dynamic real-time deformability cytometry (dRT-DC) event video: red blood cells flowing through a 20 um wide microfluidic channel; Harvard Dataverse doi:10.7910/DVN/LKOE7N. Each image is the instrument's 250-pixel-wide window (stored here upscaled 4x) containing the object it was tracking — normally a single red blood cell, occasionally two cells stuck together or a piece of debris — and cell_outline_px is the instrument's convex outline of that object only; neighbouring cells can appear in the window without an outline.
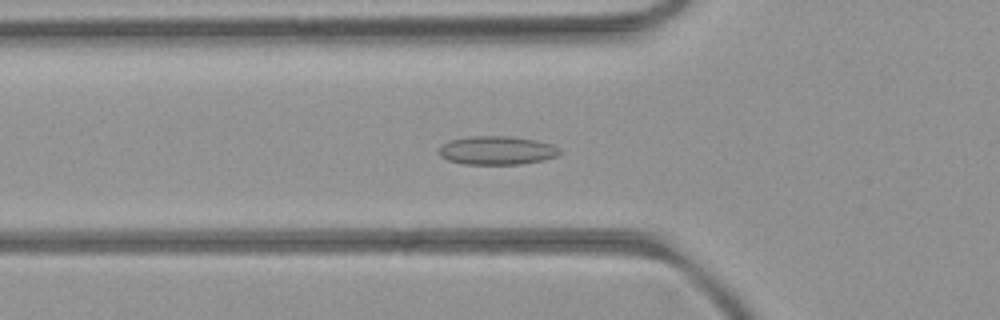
{"species": "common noctule bat (a hibernating species)", "species_latin": "Nyctalus noctula", "temperature_condition": "room temperature", "stored_images_in_passage": 49, "camera_frame_rate_fps": 3000, "um_per_image_px": 0.085, "animal": {"sex": "female", "body_mass_g": 21.9}, "frame": {"image": 1, "passage_image": 14, "time_ms": 4.333, "image_size_px": [1000, 320], "cell_outline_px": [[560, 152], [556, 156], [544, 160], [520, 164], [464, 164], [448, 160], [440, 156], [436, 152], [448, 140], [468, 136], [508, 136], [536, 140], [552, 144], [560, 148]], "centroid_in_image_um": [42.22, 12.78], "position_along_channel_um": 83.6, "area_um2": 20.23}}
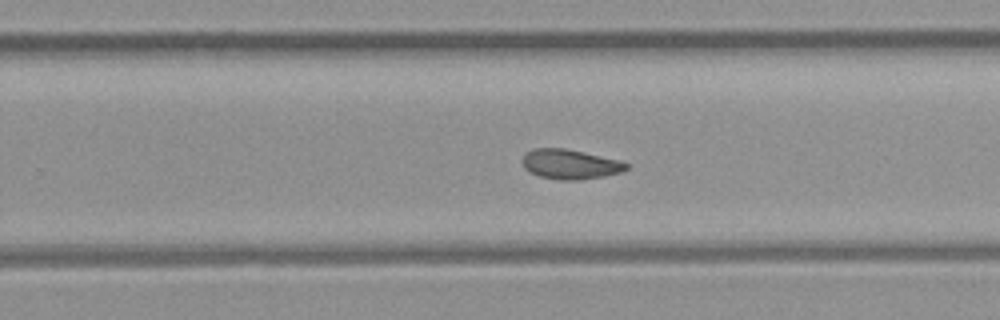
{"frame": {"image": 2, "passage_image": 29, "time_ms": 9.333, "image_size_px": [1000, 320], "cell_outline_px": [[628, 168], [624, 172], [604, 176], [580, 180], [560, 180], [540, 176], [528, 172], [524, 168], [520, 160], [532, 148], [564, 148], [584, 152], [620, 160], [628, 164]], "centroid_in_image_um": [48.46, 13.96], "position_along_channel_um": 281.3, "area_um2": 18.21}}
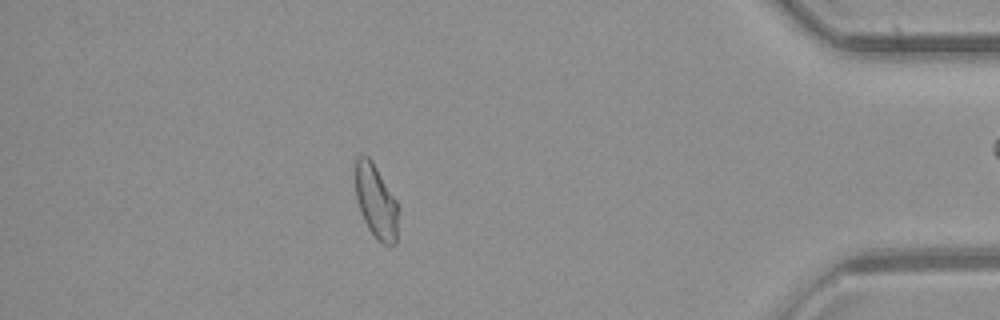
{"frame": {"image": 3, "passage_image": 42, "time_ms": 13.667, "image_size_px": [1000, 320], "cell_outline_px": [[400, 208], [396, 244], [388, 248], [376, 240], [368, 228], [364, 220], [356, 200], [356, 160], [360, 156], [368, 156], [372, 160], [396, 200]], "centroid_in_image_um": [32.01, 17.22], "position_along_channel_um": 403.2, "area_um2": 18.79}, "authors_computed_cell_mechanics": {"area_um2": 18.9006, "velocity_mm_per_s": 3.9444, "shape_relaxation_time_tau1_ms": null, "shape_relaxation_time_tau2_ms": 3.8779, "deformation_change_tau1": null, "deformation_change_tau2": 0.094}}